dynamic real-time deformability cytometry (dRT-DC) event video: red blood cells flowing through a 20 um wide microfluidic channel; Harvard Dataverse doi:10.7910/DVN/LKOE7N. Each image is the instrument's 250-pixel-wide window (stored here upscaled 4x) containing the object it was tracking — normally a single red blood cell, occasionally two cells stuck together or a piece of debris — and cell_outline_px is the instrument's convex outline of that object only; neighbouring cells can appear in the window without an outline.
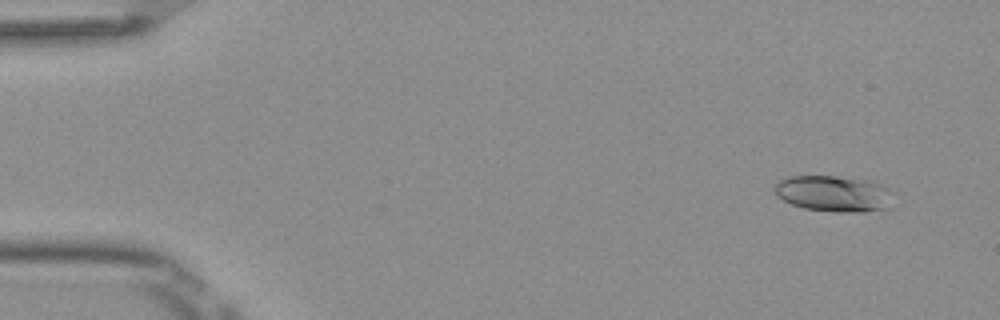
{"species": "Egyptian fruit bat (a non-hibernating species)", "species_latin": "Rousettus aegyptiacus", "temperature_condition": "room temperature", "stored_images_in_passage": 4, "camera_frame_rate_fps": 3000, "um_per_image_px": 0.085, "frame": {"image": 1, "passage_image": 1, "time_ms": 0.0, "image_size_px": [1000, 320], "cell_outline_px": [[888, 208], [864, 212], [840, 212], [804, 208], [792, 204], [776, 196], [776, 184], [780, 180], [788, 176], [836, 176], [868, 180], [880, 184], [888, 188]], "centroid_in_image_um": [70.82, 16.45], "position_along_channel_um": 14.2, "area_um2": 24.51}}
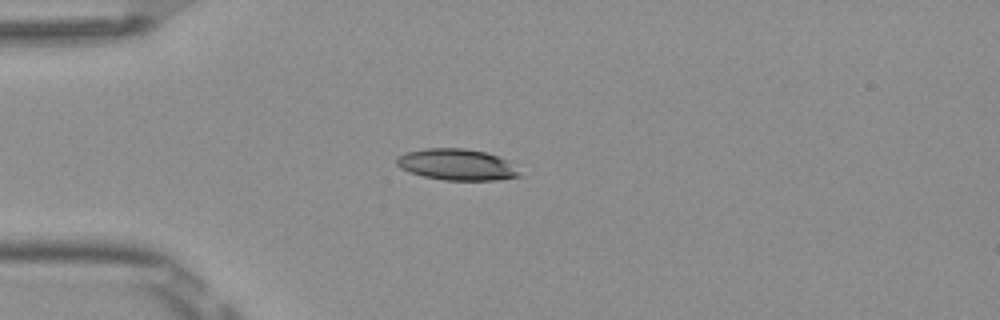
{"frame": {"image": 2, "passage_image": 4, "time_ms": 1.0, "image_size_px": [1000, 320], "cell_outline_px": [[524, 176], [496, 180], [444, 180], [424, 176], [408, 172], [400, 168], [396, 164], [396, 156], [404, 152], [424, 148], [464, 148], [484, 152], [508, 160]], "centroid_in_image_um": [38.8, 13.99], "position_along_channel_um": 46.2, "area_um2": 22.6}}